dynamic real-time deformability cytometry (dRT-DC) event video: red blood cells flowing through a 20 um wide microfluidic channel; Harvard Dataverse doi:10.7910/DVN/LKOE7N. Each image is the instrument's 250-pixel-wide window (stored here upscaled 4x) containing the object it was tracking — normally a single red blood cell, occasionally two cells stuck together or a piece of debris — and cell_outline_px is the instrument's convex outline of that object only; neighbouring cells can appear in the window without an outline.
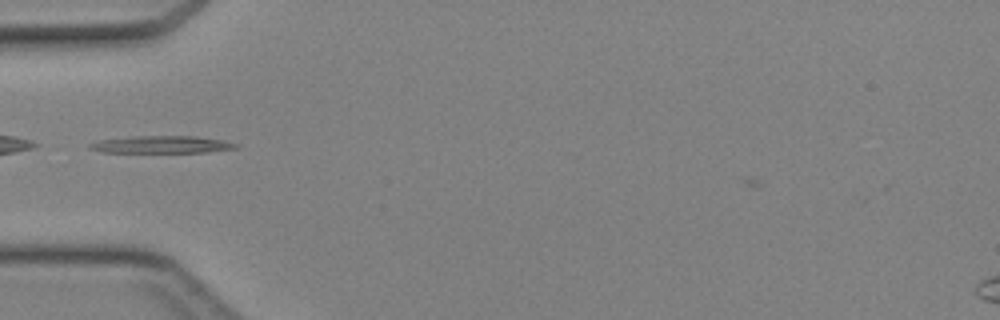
{"species": "Egyptian fruit bat (a non-hibernating species)", "species_latin": "Rousettus aegyptiacus", "temperature_condition": "cold", "stored_images_in_passage": 32, "camera_frame_rate_fps": 3000, "um_per_image_px": 0.085, "animal": {"sex": "female"}, "frame": {"image": 1, "passage_image": 2, "time_ms": 0.333, "image_size_px": [1000, 320], "cell_outline_px": [[240, 144], [236, 148], [204, 152], [104, 152], [88, 148], [88, 144], [100, 140], [132, 136], [196, 136], [224, 140]], "centroid_in_image_um": [13.76, 12.28], "position_along_channel_um": 71.2, "area_um2": 14.62}}
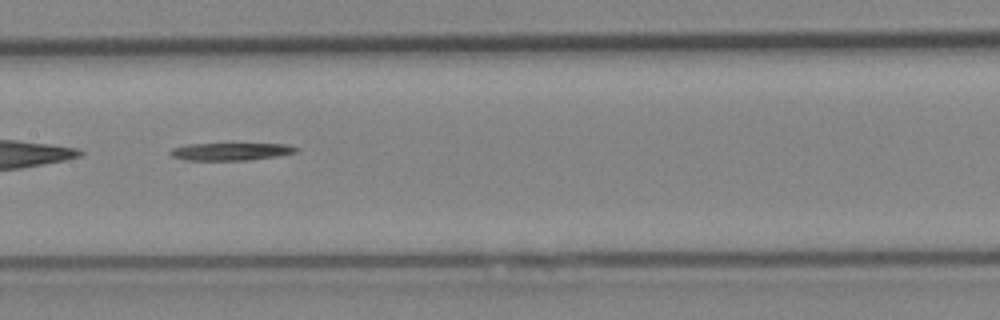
{"frame": {"image": 2, "passage_image": 10, "time_ms": 3.0, "image_size_px": [1000, 320], "cell_outline_px": [[300, 148], [296, 152], [276, 156], [248, 160], [184, 160], [172, 156], [168, 152], [172, 148], [188, 144], [284, 144]], "centroid_in_image_um": [19.58, 12.88], "position_along_channel_um": 187.8, "area_um2": 12.72}}
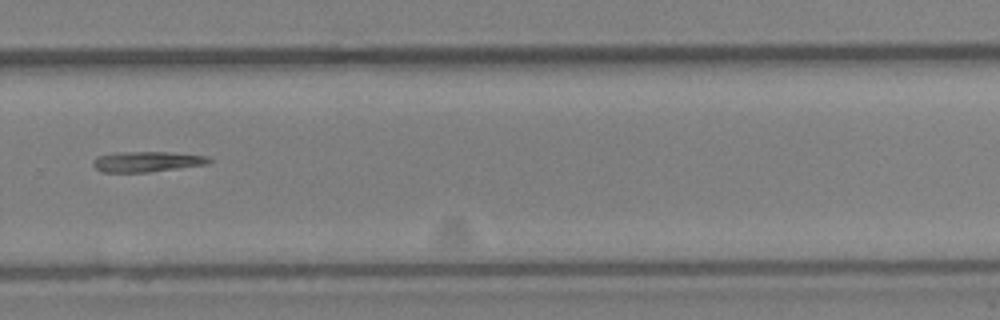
{"frame": {"image": 3, "passage_image": 19, "time_ms": 6.0, "image_size_px": [1000, 320], "cell_outline_px": [[212, 160], [208, 164], [148, 172], [104, 172], [96, 168], [92, 164], [96, 156], [124, 152], [168, 152], [208, 156]], "centroid_in_image_um": [12.51, 13.74], "position_along_channel_um": 317.3, "area_um2": 13.64}}